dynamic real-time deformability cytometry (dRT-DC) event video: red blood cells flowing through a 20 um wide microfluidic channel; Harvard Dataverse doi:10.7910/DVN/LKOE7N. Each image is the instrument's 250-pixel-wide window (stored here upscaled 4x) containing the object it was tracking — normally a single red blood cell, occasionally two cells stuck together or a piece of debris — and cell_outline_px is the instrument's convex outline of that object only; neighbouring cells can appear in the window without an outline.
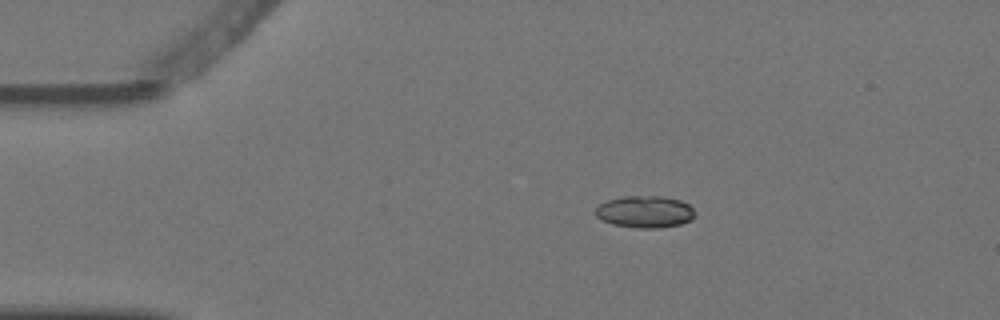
{"species": "Egyptian fruit bat (a non-hibernating species)", "species_latin": "Rousettus aegyptiacus", "temperature_condition": "warm", "stored_images_in_passage": 3, "camera_frame_rate_fps": 3000, "um_per_image_px": 0.085, "animal": {"sex": "female"}, "frame": {"image": 1, "passage_image": 1, "time_ms": 0.0, "image_size_px": [1000, 320], "cell_outline_px": [[692, 220], [680, 224], [660, 228], [636, 228], [612, 224], [596, 216], [596, 208], [600, 204], [608, 200], [624, 196], [660, 196], [680, 200], [688, 204], [692, 208]], "centroid_in_image_um": [54.81, 18.0], "position_along_channel_um": 30.2, "area_um2": 18.32}}
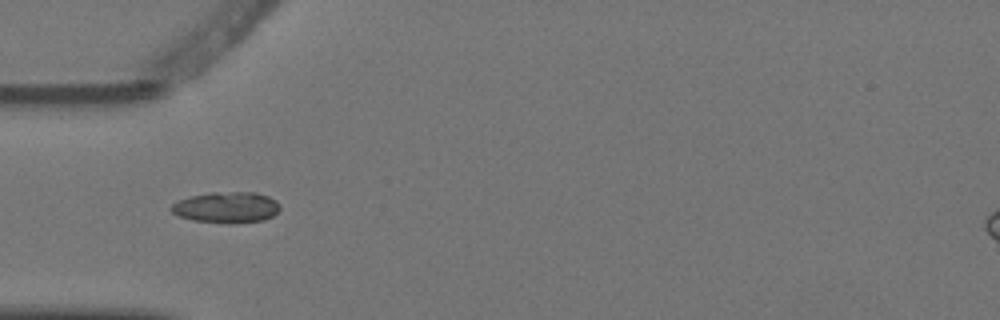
{"frame": {"image": 2, "passage_image": 3, "time_ms": 0.667, "image_size_px": [1000, 320], "cell_outline_px": [[280, 208], [272, 216], [264, 220], [228, 224], [192, 220], [180, 216], [172, 212], [168, 208], [172, 204], [180, 200], [192, 196], [212, 192], [256, 192], [268, 196], [276, 200], [280, 204]], "centroid_in_image_um": [19.26, 17.63], "position_along_channel_um": 65.7, "area_um2": 19.71}}